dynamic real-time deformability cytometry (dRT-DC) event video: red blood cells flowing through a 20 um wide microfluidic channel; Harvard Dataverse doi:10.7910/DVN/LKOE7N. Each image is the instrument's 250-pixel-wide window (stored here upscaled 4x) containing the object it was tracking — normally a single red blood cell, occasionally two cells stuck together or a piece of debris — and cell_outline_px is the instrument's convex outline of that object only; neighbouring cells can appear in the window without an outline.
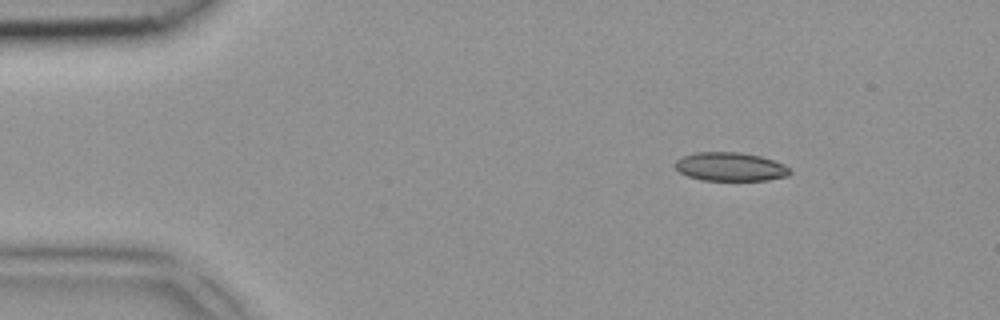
{"species": "common noctule bat (a hibernating species)", "species_latin": "Nyctalus noctula", "temperature_condition": "room temperature", "stored_images_in_passage": 3, "camera_frame_rate_fps": 3000, "um_per_image_px": 0.085, "animal": {"sex": "female", "body_mass_g": 18.4}, "frame": {"image": 1, "passage_image": 1, "time_ms": 0.0, "image_size_px": [1000, 320], "cell_outline_px": [[792, 172], [788, 176], [768, 180], [700, 180], [688, 176], [680, 172], [672, 164], [676, 160], [684, 156], [696, 152], [740, 152], [760, 156], [784, 164]], "centroid_in_image_um": [62.06, 14.17], "position_along_channel_um": 22.9, "area_um2": 19.19}}